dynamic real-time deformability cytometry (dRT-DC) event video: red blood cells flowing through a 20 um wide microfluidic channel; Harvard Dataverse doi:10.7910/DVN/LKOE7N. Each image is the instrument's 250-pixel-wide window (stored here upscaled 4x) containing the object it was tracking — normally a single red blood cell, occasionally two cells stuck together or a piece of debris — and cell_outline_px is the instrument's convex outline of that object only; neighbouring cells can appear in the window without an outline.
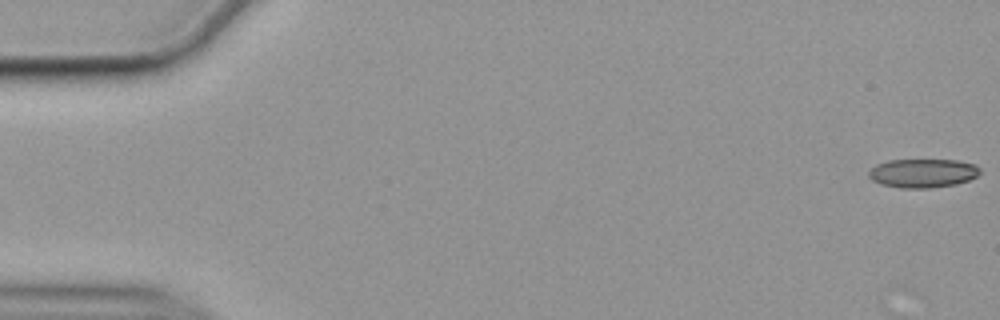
{"species": "common noctule bat (a hibernating species)", "species_latin": "Nyctalus noctula", "temperature_condition": "cold", "stored_images_in_passage": 11, "camera_frame_rate_fps": 3000, "um_per_image_px": 0.085, "animal": {"sex": "female", "body_mass_g": 19.9}, "frame": {"image": 1, "passage_image": 1, "time_ms": 0.0, "image_size_px": [1000, 320], "cell_outline_px": [[980, 172], [976, 176], [968, 180], [956, 184], [932, 188], [900, 188], [880, 184], [872, 180], [868, 176], [868, 172], [876, 164], [888, 160], [956, 160], [976, 164], [980, 168]], "centroid_in_image_um": [78.42, 14.72], "position_along_channel_um": 6.6, "area_um2": 18.79}}